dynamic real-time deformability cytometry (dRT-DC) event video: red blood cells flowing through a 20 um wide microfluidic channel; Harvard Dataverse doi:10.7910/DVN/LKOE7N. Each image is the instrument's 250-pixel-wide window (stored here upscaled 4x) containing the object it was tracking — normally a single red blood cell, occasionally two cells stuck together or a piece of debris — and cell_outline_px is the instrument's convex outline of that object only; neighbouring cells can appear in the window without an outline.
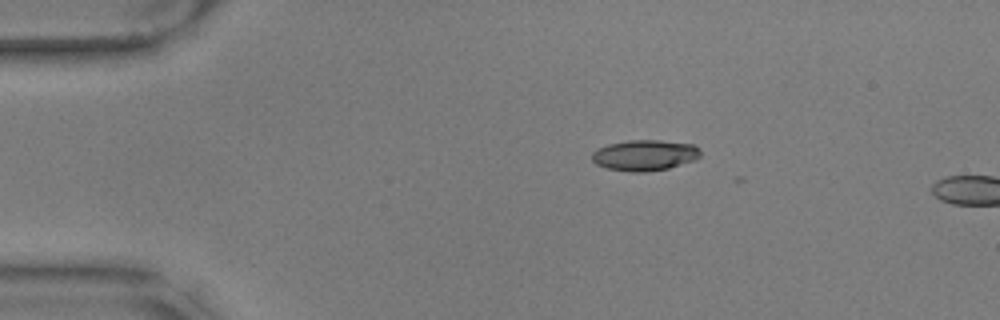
{"species": "common noctule bat (a hibernating species)", "species_latin": "Nyctalus noctula", "temperature_condition": "warm", "stored_images_in_passage": 4, "camera_frame_rate_fps": 3000, "um_per_image_px": 0.085, "animal": {"sex": "male", "body_mass_g": 17.9, "forearm_length_mm": 54.2}, "frame": {"image": 1, "passage_image": 1, "time_ms": 0.0, "image_size_px": [1000, 320], "cell_outline_px": [[700, 156], [696, 160], [668, 168], [648, 172], [632, 172], [608, 168], [596, 164], [592, 160], [592, 152], [596, 148], [608, 144], [628, 140], [660, 140], [692, 144], [700, 148]], "centroid_in_image_um": [54.8, 13.19], "position_along_channel_um": 30.2, "area_um2": 19.59}}